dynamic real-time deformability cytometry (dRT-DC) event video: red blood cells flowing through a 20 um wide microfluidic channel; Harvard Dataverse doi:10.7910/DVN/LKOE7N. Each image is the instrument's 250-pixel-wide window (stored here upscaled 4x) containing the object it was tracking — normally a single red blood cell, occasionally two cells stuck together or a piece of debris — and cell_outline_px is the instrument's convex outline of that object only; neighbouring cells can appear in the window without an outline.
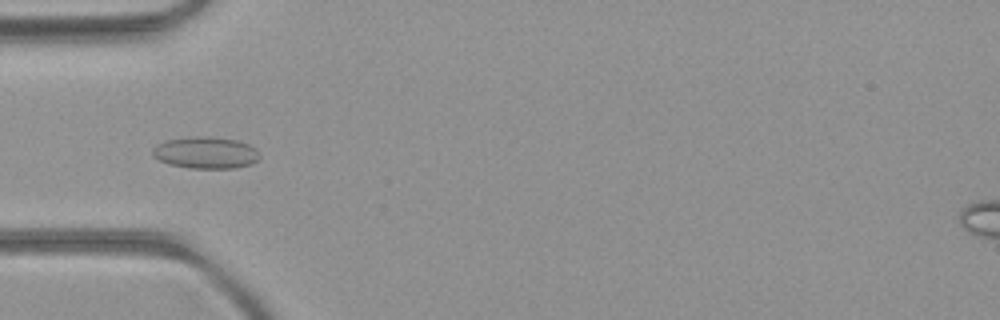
{"species": "common noctule bat (a hibernating species)", "species_latin": "Nyctalus noctula", "temperature_condition": "room temperature", "stored_images_in_passage": 51, "camera_frame_rate_fps": 3000, "um_per_image_px": 0.085, "animal": {"sex": "female", "body_mass_g": 21.9}, "frame": {"image": 1, "passage_image": 16, "time_ms": 5.0, "image_size_px": [1000, 320], "cell_outline_px": [[260, 156], [252, 164], [232, 168], [188, 168], [168, 164], [152, 156], [152, 148], [156, 144], [168, 140], [200, 136], [204, 136], [236, 140], [248, 144]], "centroid_in_image_um": [17.43, 12.99], "position_along_channel_um": 67.6, "area_um2": 19.54}}
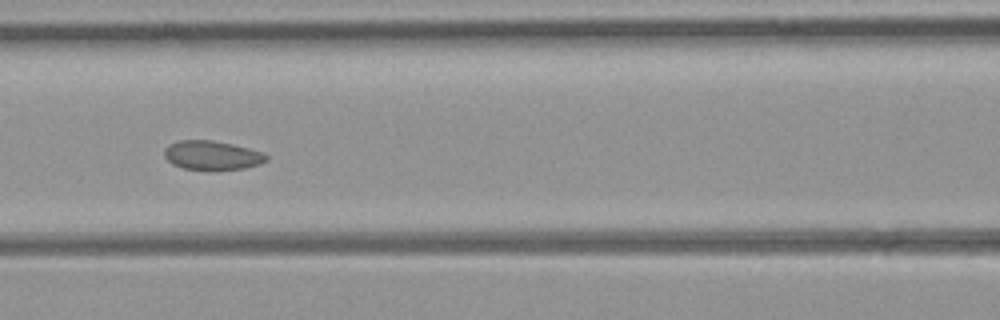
{"frame": {"image": 2, "passage_image": 22, "time_ms": 7.0, "image_size_px": [1000, 320], "cell_outline_px": [[268, 160], [260, 164], [244, 168], [216, 172], [208, 172], [184, 168], [172, 164], [164, 156], [164, 148], [168, 144], [180, 140], [212, 140], [232, 144], [264, 152], [268, 156]], "centroid_in_image_um": [18.03, 13.23], "position_along_channel_um": 148.6, "area_um2": 17.92}}
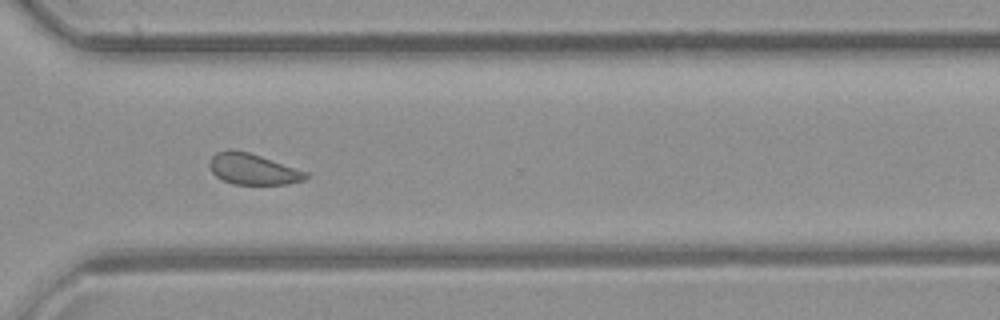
{"frame": {"image": 3, "passage_image": 37, "time_ms": 12.0, "image_size_px": [1000, 320], "cell_outline_px": [[308, 176], [304, 180], [288, 184], [232, 184], [216, 176], [212, 172], [208, 164], [212, 156], [216, 152], [228, 148], [248, 152], [308, 172]], "centroid_in_image_um": [21.47, 14.37], "position_along_channel_um": 349.1, "area_um2": 17.34}, "authors_computed_cell_mechanics": {"area_um2": 18.5538, "velocity_mm_per_s": 4.0205, "shape_relaxation_time_tau1_ms": null, "shape_relaxation_time_tau2_ms": 3.4945, "deformation_change_tau1": null, "deformation_change_tau2": 0.0876}}